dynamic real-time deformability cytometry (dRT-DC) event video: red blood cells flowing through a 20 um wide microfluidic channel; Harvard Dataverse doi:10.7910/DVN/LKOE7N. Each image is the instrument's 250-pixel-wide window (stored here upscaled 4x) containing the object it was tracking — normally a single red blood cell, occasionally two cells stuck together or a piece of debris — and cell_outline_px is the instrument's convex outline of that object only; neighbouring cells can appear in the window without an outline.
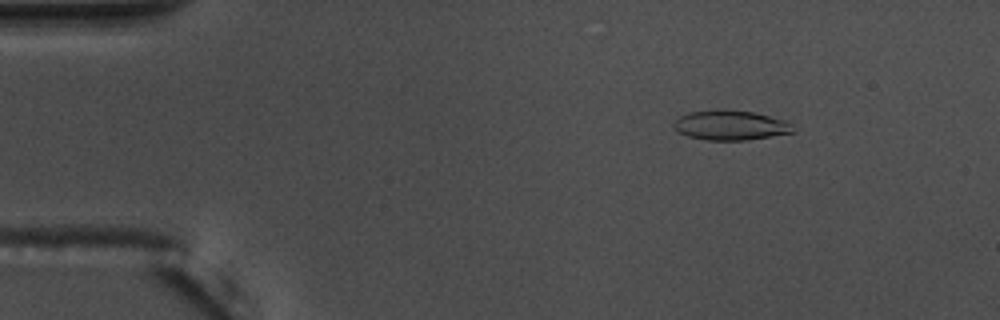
{"species": "common noctule bat (a hibernating species)", "species_latin": "Nyctalus noctula", "temperature_condition": "warm", "stored_images_in_passage": 55, "camera_frame_rate_fps": 3000, "um_per_image_px": 0.085, "animal": {"sex": "male", "body_mass_g": 17.5, "forearm_length_mm": 52.3}, "frame": {"image": 1, "passage_image": 7, "time_ms": 2.0, "image_size_px": [1000, 320], "cell_outline_px": [[796, 132], [748, 140], [704, 140], [688, 136], [680, 132], [672, 124], [680, 116], [688, 112], [716, 108], [720, 108], [756, 112], [784, 120], [792, 124], [796, 128]], "centroid_in_image_um": [62.12, 10.63], "position_along_channel_um": 22.9, "area_um2": 21.1}}
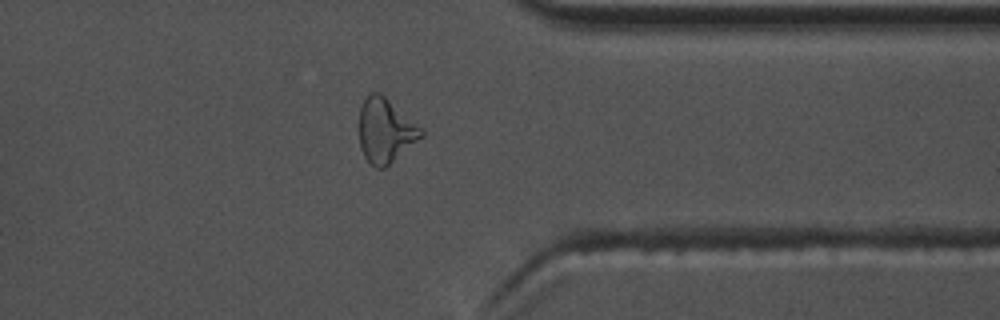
{"frame": {"image": 2, "passage_image": 43, "time_ms": 14.0, "image_size_px": [1000, 320], "cell_outline_px": [[424, 136], [384, 168], [376, 168], [364, 156], [360, 148], [356, 128], [360, 104], [372, 92], [380, 92], [424, 128]], "centroid_in_image_um": [32.73, 11.07], "position_along_channel_um": 378.7, "area_um2": 23.93}}
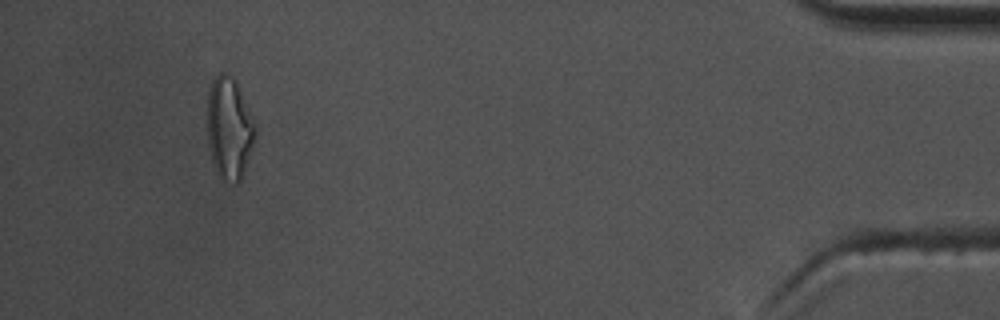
{"frame": {"image": 3, "passage_image": 51, "time_ms": 16.667, "image_size_px": [1000, 320], "cell_outline_px": [[256, 132], [248, 160], [240, 180], [236, 184], [232, 184], [224, 180], [216, 172], [212, 160], [208, 140], [208, 92], [212, 76], [220, 72], [224, 72], [232, 76], [236, 80], [256, 124]], "centroid_in_image_um": [19.48, 10.85], "position_along_channel_um": 415.7, "area_um2": 28.61}, "authors_computed_cell_mechanics": {"area_um2": 20.9814, "velocity_mm_per_s": 3.6909, "shape_relaxation_time_tau1_ms": null, "shape_relaxation_time_tau2_ms": 2.761, "deformation_change_tau1": null, "deformation_change_tau2": 0.1122}}